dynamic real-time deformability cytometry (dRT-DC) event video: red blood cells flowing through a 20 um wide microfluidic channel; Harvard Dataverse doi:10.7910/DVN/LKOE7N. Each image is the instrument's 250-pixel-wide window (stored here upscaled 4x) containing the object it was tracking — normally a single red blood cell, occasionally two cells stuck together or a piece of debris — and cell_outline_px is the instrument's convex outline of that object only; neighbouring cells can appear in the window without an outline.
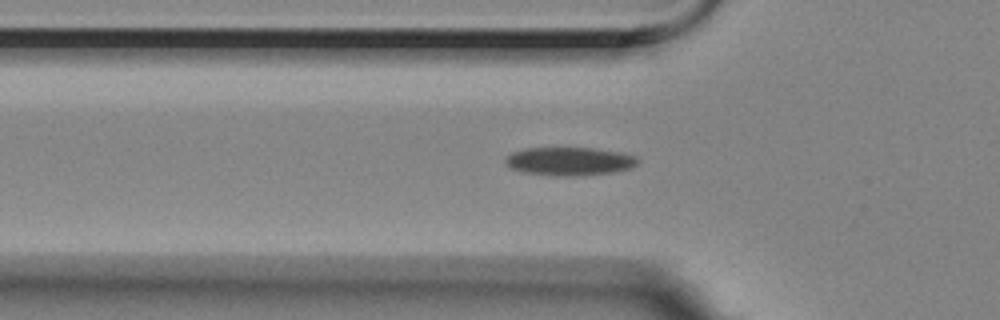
{"species": "Egyptian fruit bat (a non-hibernating species)", "species_latin": "Rousettus aegyptiacus", "temperature_condition": "room temperature", "stored_images_in_passage": 46, "camera_frame_rate_fps": 3000, "um_per_image_px": 0.085, "animal": {"sex": "female"}, "frame": {"image": 1, "passage_image": 14, "time_ms": 4.333, "image_size_px": [1000, 320], "cell_outline_px": [[640, 160], [632, 168], [612, 172], [584, 176], [556, 176], [524, 172], [512, 168], [504, 164], [504, 160], [512, 152], [528, 148], [592, 148], [624, 152], [636, 156]], "centroid_in_image_um": [48.45, 13.71], "position_along_channel_um": 77.4, "area_um2": 22.02}}
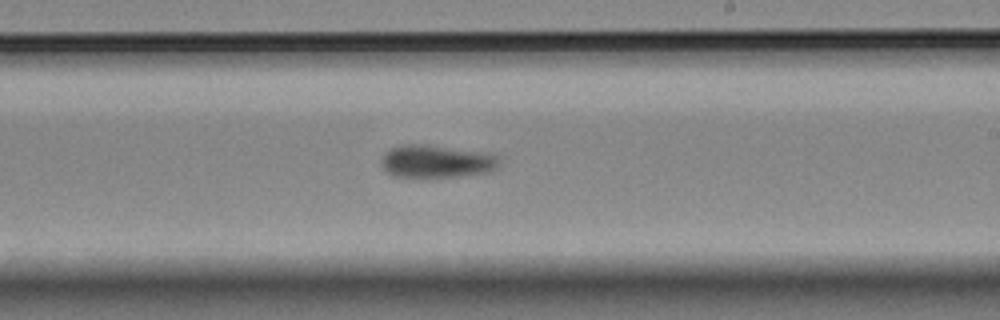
{"frame": {"image": 2, "passage_image": 29, "time_ms": 9.333, "image_size_px": [1000, 320], "cell_outline_px": [[500, 160], [496, 168], [488, 172], [428, 180], [392, 176], [380, 164], [384, 156], [392, 148], [404, 144], [424, 144], [488, 152], [496, 156]], "centroid_in_image_um": [37.09, 13.76], "position_along_channel_um": 251.9, "area_um2": 23.12}}
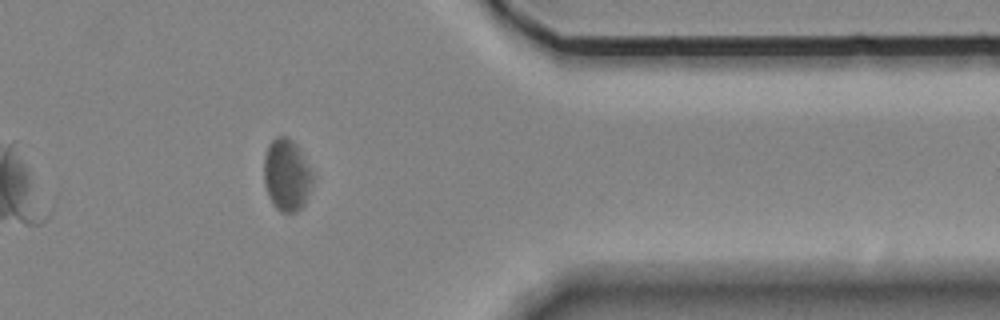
{"frame": {"image": 3, "passage_image": 42, "time_ms": 13.667, "image_size_px": [1000, 320], "cell_outline_px": [[312, 184], [304, 204], [296, 212], [280, 212], [272, 204], [268, 196], [264, 184], [264, 156], [268, 144], [276, 136], [284, 136], [292, 140], [296, 144], [312, 176]], "centroid_in_image_um": [24.32, 14.89], "position_along_channel_um": 387.1, "area_um2": 20.17}, "authors_computed_cell_mechanics": {"area_um2": 21.4727, "velocity_mm_per_s": 3.48, "shape_relaxation_time_tau1_ms": 7.3082, "shape_relaxation_time_tau2_ms": null, "deformation_change_tau1": 0.1397, "deformation_change_tau2": null}}